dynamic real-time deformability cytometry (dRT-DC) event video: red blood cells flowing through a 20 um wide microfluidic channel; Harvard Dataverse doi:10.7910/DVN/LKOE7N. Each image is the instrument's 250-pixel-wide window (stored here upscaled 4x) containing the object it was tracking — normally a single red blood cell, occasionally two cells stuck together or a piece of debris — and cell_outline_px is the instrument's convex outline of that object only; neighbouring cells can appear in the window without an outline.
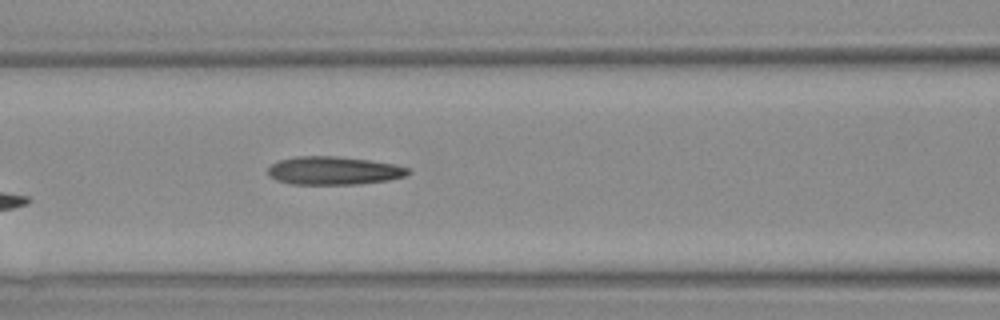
{"species": "Egyptian fruit bat (a non-hibernating species)", "species_latin": "Rousettus aegyptiacus", "temperature_condition": "warm", "stored_images_in_passage": 5, "camera_frame_rate_fps": 3000, "um_per_image_px": 0.085, "animal": {"sex": "female"}, "frame": {"image": 1, "passage_image": 5, "time_ms": 5.667, "image_size_px": [1000, 320], "cell_outline_px": [[408, 172], [404, 176], [388, 180], [356, 184], [292, 184], [276, 180], [268, 176], [268, 168], [272, 164], [280, 160], [296, 156], [340, 156], [368, 160], [392, 164], [408, 168]], "centroid_in_image_um": [28.3, 14.5], "position_along_channel_um": 138.3, "area_um2": 22.83}}